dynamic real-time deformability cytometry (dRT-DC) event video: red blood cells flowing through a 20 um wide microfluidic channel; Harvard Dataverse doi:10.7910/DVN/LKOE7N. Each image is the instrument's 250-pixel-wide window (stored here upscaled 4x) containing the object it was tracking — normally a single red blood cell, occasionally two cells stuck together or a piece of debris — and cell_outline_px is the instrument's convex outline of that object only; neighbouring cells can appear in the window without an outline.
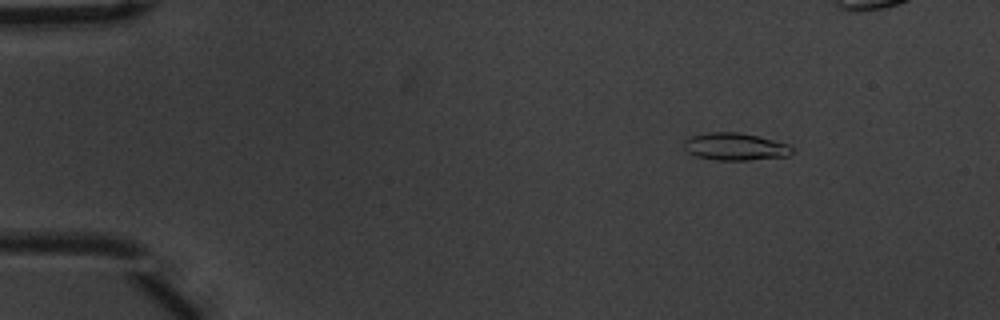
{"species": "common noctule bat (a hibernating species)", "species_latin": "Nyctalus noctula", "temperature_condition": "warm", "stored_images_in_passage": 49, "camera_frame_rate_fps": 3000, "um_per_image_px": 0.085, "animal": {"sex": "male", "body_mass_g": 20.1, "forearm_length_mm": 53.5}, "frame": {"image": 1, "passage_image": 1, "time_ms": 0.0, "image_size_px": [1000, 320], "cell_outline_px": [[796, 148], [788, 156], [748, 160], [716, 160], [696, 156], [688, 152], [684, 148], [684, 140], [692, 136], [708, 132], [736, 132], [756, 136], [788, 144]], "centroid_in_image_um": [62.49, 12.47], "position_along_channel_um": 22.5, "area_um2": 17.17}}
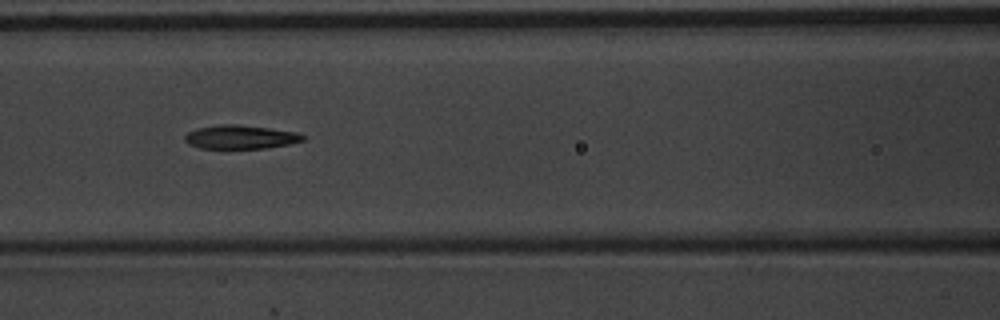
{"frame": {"image": 2, "passage_image": 18, "time_ms": 5.667, "image_size_px": [1000, 320], "cell_outline_px": [[304, 140], [288, 144], [268, 148], [200, 148], [188, 144], [184, 140], [184, 136], [188, 132], [196, 128], [220, 124], [236, 124], [268, 128], [296, 132], [304, 136]], "centroid_in_image_um": [20.39, 11.64], "position_along_channel_um": 146.2, "area_um2": 16.24}}
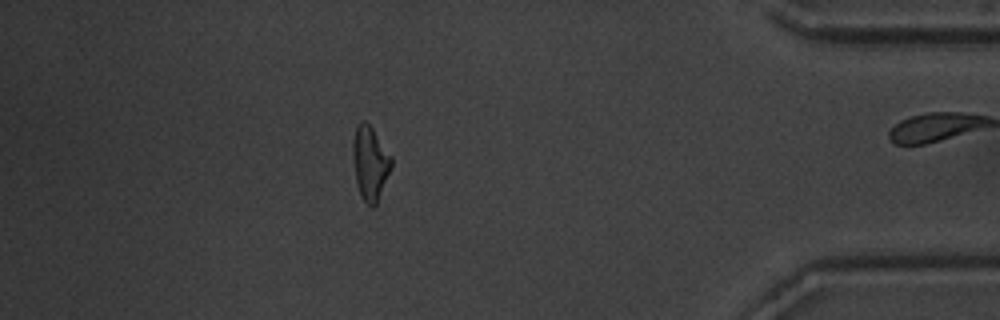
{"frame": {"image": 3, "passage_image": 42, "time_ms": 13.667, "image_size_px": [1000, 320], "cell_outline_px": [[392, 168], [376, 204], [372, 208], [360, 196], [356, 180], [352, 152], [352, 144], [356, 128], [360, 120], [364, 120], [372, 128], [392, 156]], "centroid_in_image_um": [31.47, 13.86], "position_along_channel_um": 403.7, "area_um2": 16.53}, "authors_computed_cell_mechanics": {"area_um2": 16.5886, "velocity_mm_per_s": 3.7123, "shape_relaxation_time_tau1_ms": 4.125, "shape_relaxation_time_tau2_ms": 2.6247, "deformation_change_tau1": 0.1795, "deformation_change_tau2": 0.1209}}